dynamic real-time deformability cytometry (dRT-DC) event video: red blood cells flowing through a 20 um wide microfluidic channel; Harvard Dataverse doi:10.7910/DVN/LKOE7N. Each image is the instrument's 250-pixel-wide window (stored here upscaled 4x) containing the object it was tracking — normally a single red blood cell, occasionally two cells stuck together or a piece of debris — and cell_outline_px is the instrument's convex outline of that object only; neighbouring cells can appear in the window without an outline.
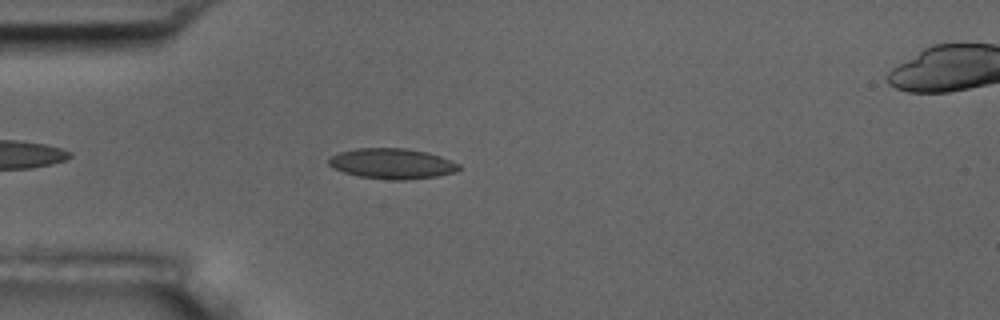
{"species": "common noctule bat (a hibernating species)", "species_latin": "Nyctalus noctula", "temperature_condition": "room temperature", "stored_images_in_passage": 1, "camera_frame_rate_fps": 3000, "um_per_image_px": 0.085, "animal": {"sex": "male", "body_mass_g": 17.5, "forearm_length_mm": 52.3}, "frame": {"image": 1, "passage_image": 1, "time_ms": 0.0, "image_size_px": [1000, 320], "cell_outline_px": [[460, 168], [456, 172], [436, 176], [404, 180], [392, 180], [360, 176], [344, 172], [332, 168], [328, 164], [328, 160], [332, 156], [340, 152], [356, 148], [404, 148], [428, 152], [440, 156], [460, 164]], "centroid_in_image_um": [33.33, 13.9], "position_along_channel_um": 51.7, "area_um2": 23.0}}